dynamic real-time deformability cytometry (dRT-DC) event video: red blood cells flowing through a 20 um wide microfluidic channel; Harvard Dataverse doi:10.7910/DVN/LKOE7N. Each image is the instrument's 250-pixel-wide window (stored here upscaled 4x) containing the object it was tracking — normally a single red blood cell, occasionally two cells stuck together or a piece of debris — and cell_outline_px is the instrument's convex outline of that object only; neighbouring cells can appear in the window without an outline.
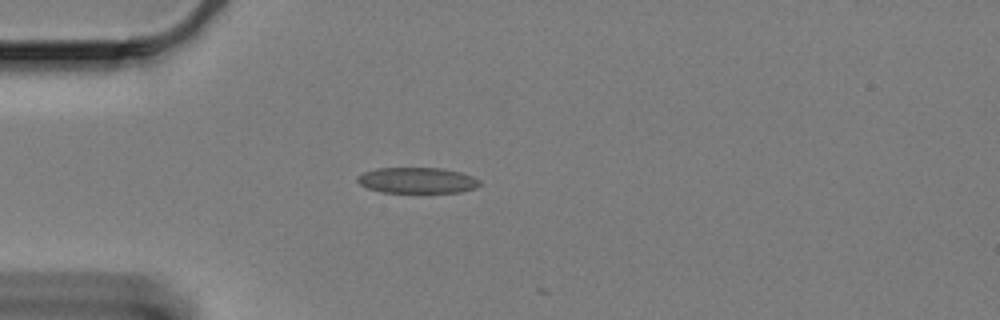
{"species": "Egyptian fruit bat (a non-hibernating species)", "species_latin": "Rousettus aegyptiacus", "temperature_condition": "cold", "stored_images_in_passage": 2, "camera_frame_rate_fps": 3000, "um_per_image_px": 0.085, "animal": {"sex": "female"}, "frame": {"image": 1, "passage_image": 1, "time_ms": 0.0, "image_size_px": [1000, 320], "cell_outline_px": [[480, 184], [476, 188], [460, 192], [384, 192], [368, 188], [360, 184], [356, 180], [356, 176], [364, 172], [376, 168], [444, 168], [460, 172], [472, 176], [480, 180]], "centroid_in_image_um": [35.46, 15.32], "position_along_channel_um": 49.5, "area_um2": 18.38}}